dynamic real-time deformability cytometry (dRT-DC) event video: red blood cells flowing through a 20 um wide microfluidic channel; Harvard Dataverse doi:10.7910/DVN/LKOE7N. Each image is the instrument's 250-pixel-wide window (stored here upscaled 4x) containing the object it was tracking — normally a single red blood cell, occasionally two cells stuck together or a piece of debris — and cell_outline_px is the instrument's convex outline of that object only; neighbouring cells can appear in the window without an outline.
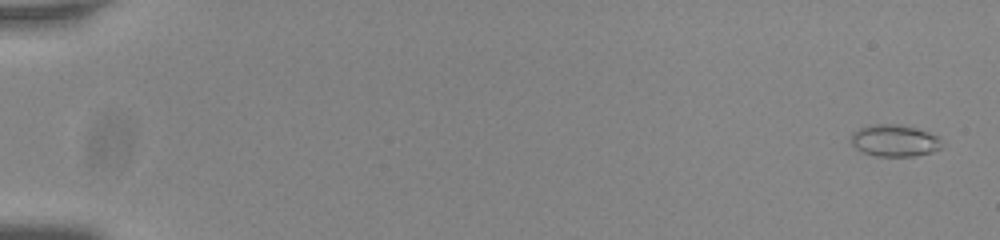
{"species": "common noctule bat (a hibernating species)", "species_latin": "Nyctalus noctula", "temperature_condition": "room temperature", "stored_images_in_passage": 56, "camera_frame_rate_fps": 3000, "um_per_image_px": 0.085, "animal": {"sex": "male", "body_mass_g": 20.0, "forearm_length_mm": 53.3}, "frame": {"image": 1, "passage_image": 2, "time_ms": 0.333, "image_size_px": [1000, 240], "cell_outline_px": [[940, 148], [932, 152], [916, 156], [876, 156], [864, 152], [856, 148], [852, 144], [852, 132], [860, 128], [876, 124], [896, 124], [916, 128], [928, 132], [936, 136], [940, 140]], "centroid_in_image_um": [76.03, 11.95], "position_along_channel_um": 9.0, "area_um2": 16.59}}
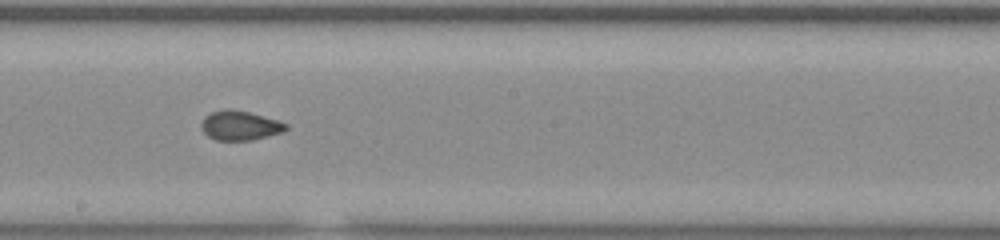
{"frame": {"image": 2, "passage_image": 33, "time_ms": 10.667, "image_size_px": [1000, 240], "cell_outline_px": [[288, 128], [284, 132], [252, 140], [216, 140], [208, 136], [204, 132], [200, 124], [204, 116], [212, 112], [224, 108], [232, 108], [248, 112], [276, 120], [288, 124]], "centroid_in_image_um": [20.38, 10.66], "position_along_channel_um": 227.8, "area_um2": 14.57}}
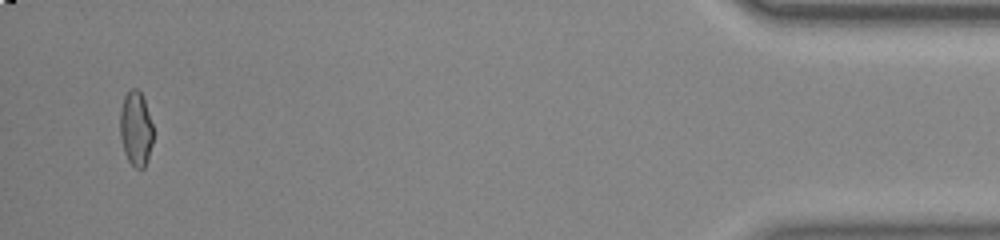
{"frame": {"image": 3, "passage_image": 54, "time_ms": 17.667, "image_size_px": [1000, 240], "cell_outline_px": [[152, 144], [148, 160], [144, 168], [136, 168], [128, 160], [124, 152], [120, 136], [120, 112], [124, 96], [132, 88], [136, 88], [140, 92], [144, 100], [152, 124]], "centroid_in_image_um": [11.54, 10.96], "position_along_channel_um": 423.7, "area_um2": 14.28}, "authors_computed_cell_mechanics": {"area_um2": 14.6523, "velocity_mm_per_s": 3.8153, "shape_relaxation_time_tau1_ms": 9.0692, "shape_relaxation_time_tau2_ms": 1.0355, "deformation_change_tau1": 0.1852, "deformation_change_tau2": 0.0553}}